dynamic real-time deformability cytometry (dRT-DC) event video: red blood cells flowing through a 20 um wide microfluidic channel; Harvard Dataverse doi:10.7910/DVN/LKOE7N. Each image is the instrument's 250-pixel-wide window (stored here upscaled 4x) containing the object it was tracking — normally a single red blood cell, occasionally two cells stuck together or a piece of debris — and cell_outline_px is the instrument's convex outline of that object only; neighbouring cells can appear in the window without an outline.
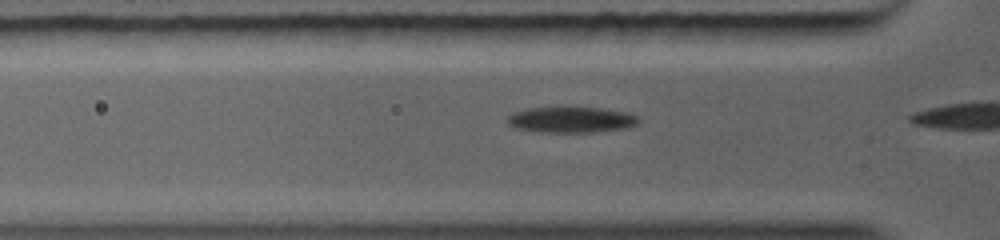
{"species": "common noctule bat (a hibernating species)", "species_latin": "Nyctalus noctula", "temperature_condition": "warm", "stored_images_in_passage": 5, "camera_frame_rate_fps": 5000, "um_per_image_px": 0.085, "animal": {"sex": "female", "body_mass_g": 19.0, "forearm_length_mm": 56.7}, "frame": {"image": 1, "passage_image": 4, "time_ms": 1.0, "image_size_px": [1000, 240], "cell_outline_px": [[640, 120], [636, 124], [628, 128], [596, 132], [536, 132], [516, 128], [508, 124], [508, 116], [512, 112], [528, 108], [600, 108], [628, 112], [636, 116]], "centroid_in_image_um": [48.55, 10.19], "position_along_channel_um": 77.2, "area_um2": 19.71}}